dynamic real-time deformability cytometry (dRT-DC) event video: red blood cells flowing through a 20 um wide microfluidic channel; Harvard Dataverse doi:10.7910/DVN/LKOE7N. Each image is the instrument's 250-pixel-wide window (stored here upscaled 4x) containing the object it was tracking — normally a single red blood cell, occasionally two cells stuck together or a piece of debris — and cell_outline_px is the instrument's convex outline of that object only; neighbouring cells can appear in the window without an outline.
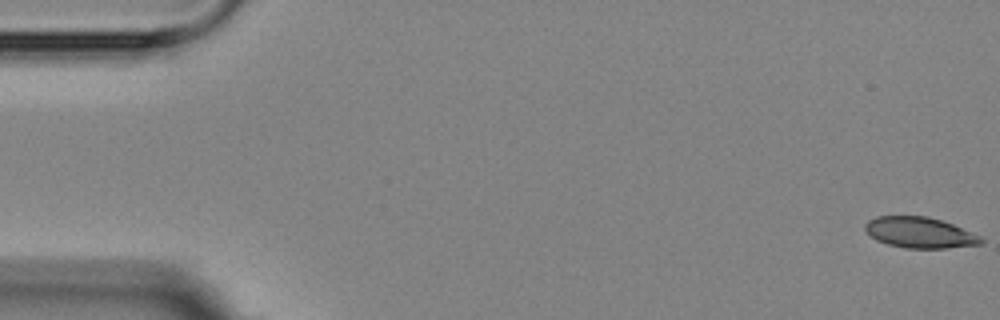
{"species": "Egyptian fruit bat (a non-hibernating species)", "species_latin": "Rousettus aegyptiacus", "temperature_condition": "room temperature", "stored_images_in_passage": 5, "camera_frame_rate_fps": 3000, "um_per_image_px": 0.085, "animal": {"sex": "female"}, "frame": {"image": 1, "passage_image": 1, "time_ms": 0.0, "image_size_px": [1000, 320], "cell_outline_px": [[984, 244], [948, 248], [904, 248], [888, 244], [876, 240], [864, 228], [864, 224], [868, 220], [876, 216], [928, 216], [952, 224], [980, 236], [984, 240]], "centroid_in_image_um": [78.18, 19.77], "position_along_channel_um": 6.8, "area_um2": 20.81}}